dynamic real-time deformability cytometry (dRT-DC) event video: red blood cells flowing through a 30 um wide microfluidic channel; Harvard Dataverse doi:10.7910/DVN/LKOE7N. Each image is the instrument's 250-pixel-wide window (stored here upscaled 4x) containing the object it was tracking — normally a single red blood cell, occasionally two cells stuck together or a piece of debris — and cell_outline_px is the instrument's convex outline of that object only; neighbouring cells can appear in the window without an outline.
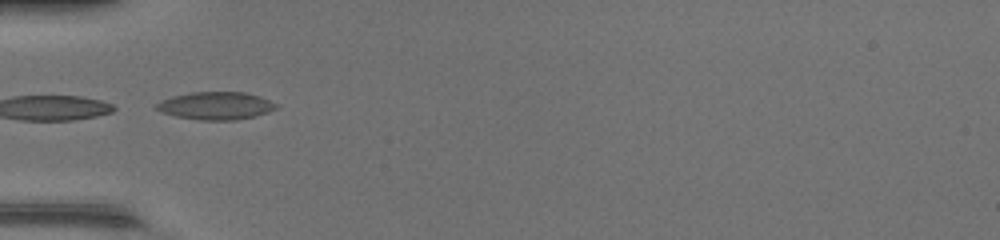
{"species": "common noctule bat (a hibernating species)", "species_latin": "Nyctalus noctula", "temperature_condition": "warm", "stored_images_in_passage": 3, "camera_frame_rate_fps": 3000, "um_per_image_px": 0.085, "animal": {"sex": "female", "body_mass_g": 17.0, "forearm_length_mm": 48.0}, "frame": {"image": 1, "passage_image": 1, "time_ms": 0.0, "image_size_px": [1000, 240], "cell_outline_px": [[280, 104], [276, 108], [268, 112], [256, 116], [236, 120], [200, 120], [176, 116], [160, 112], [152, 108], [160, 100], [172, 96], [192, 92], [244, 92], [260, 96]], "centroid_in_image_um": [18.33, 8.99], "position_along_channel_um": 66.7, "area_um2": 19.59}}